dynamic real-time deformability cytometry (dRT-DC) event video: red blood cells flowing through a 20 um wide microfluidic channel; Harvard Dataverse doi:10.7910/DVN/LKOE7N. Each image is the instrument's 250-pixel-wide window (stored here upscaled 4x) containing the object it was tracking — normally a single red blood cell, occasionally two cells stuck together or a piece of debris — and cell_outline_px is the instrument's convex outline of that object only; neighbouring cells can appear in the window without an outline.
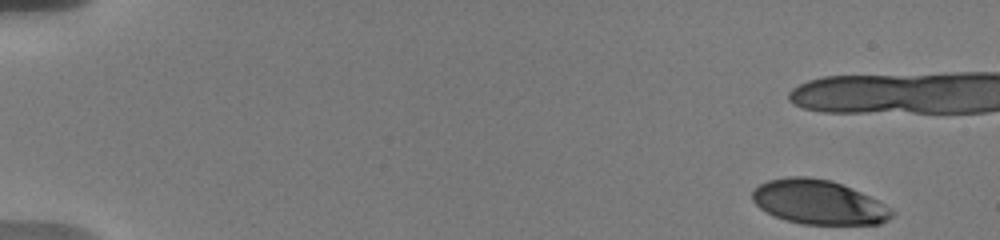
{"species": "human", "species_latin": "Homo sapiens", "temperature_condition": "warm", "stored_images_in_passage": 25, "camera_frame_rate_fps": 3000, "um_per_image_px": 0.085, "donor": {"sex": "male"}, "frame": {"image": 1, "passage_image": 1, "time_ms": 0.0, "image_size_px": [1000, 240], "cell_outline_px": [[896, 212], [888, 220], [880, 224], [800, 224], [784, 220], [760, 208], [752, 200], [752, 192], [760, 184], [768, 180], [788, 176], [808, 176], [832, 180], [852, 188], [892, 208]], "centroid_in_image_um": [69.59, 17.18], "position_along_channel_um": 15.4, "area_um2": 36.07}}